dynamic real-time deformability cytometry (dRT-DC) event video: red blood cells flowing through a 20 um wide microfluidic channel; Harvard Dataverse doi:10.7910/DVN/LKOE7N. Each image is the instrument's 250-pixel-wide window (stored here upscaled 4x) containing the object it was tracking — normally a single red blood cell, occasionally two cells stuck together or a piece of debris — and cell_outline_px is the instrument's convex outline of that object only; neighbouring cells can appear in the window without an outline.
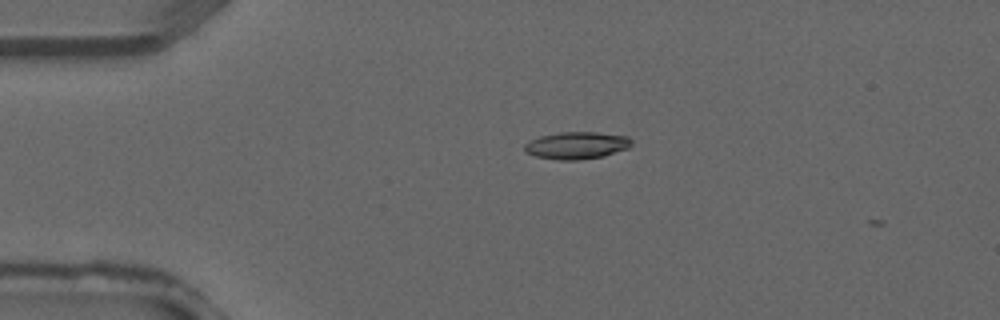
{"species": "common noctule bat (a hibernating species)", "species_latin": "Nyctalus noctula", "temperature_condition": "warm", "stored_images_in_passage": 3, "camera_frame_rate_fps": 3000, "um_per_image_px": 0.085, "animal": {"sex": "male", "forearm_length_mm": 52.5}, "frame": {"image": 1, "passage_image": 1, "time_ms": 0.0, "image_size_px": [1000, 320], "cell_outline_px": [[632, 144], [628, 148], [604, 156], [576, 160], [560, 160], [536, 156], [524, 152], [524, 144], [540, 136], [560, 132], [596, 132], [628, 136], [632, 140]], "centroid_in_image_um": [49.03, 12.35], "position_along_channel_um": 36.0, "area_um2": 16.94}}